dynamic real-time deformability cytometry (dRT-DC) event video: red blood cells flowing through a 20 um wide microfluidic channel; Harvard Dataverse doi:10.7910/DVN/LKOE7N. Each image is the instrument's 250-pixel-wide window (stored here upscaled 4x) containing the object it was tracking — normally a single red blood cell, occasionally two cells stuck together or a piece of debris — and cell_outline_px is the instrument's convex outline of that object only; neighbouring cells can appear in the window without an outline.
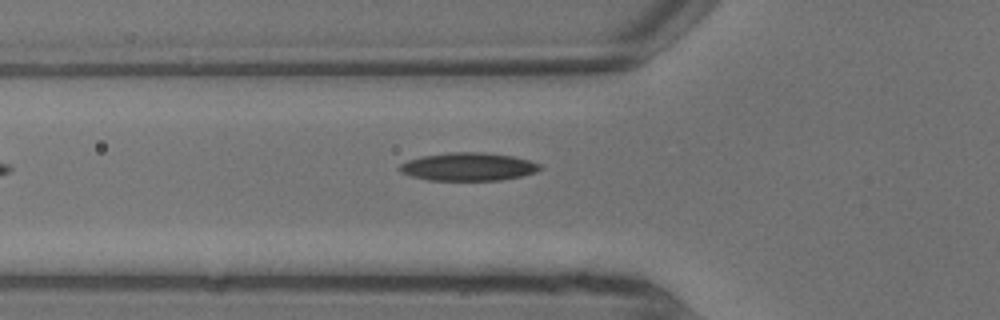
{"species": "common noctule bat (a hibernating species)", "species_latin": "Nyctalus noctula", "temperature_condition": "warm", "stored_images_in_passage": 6, "camera_frame_rate_fps": 3000, "um_per_image_px": 0.085, "animal": {"sex": "male", "body_mass_g": 13.3}, "frame": {"image": 1, "passage_image": 6, "time_ms": 1.667, "image_size_px": [1000, 320], "cell_outline_px": [[544, 168], [536, 172], [520, 176], [500, 180], [428, 180], [412, 176], [400, 172], [396, 168], [400, 164], [408, 160], [424, 156], [448, 152], [484, 152], [512, 156], [528, 160], [540, 164]], "centroid_in_image_um": [39.79, 14.17], "position_along_channel_um": 86.0, "area_um2": 22.95}}